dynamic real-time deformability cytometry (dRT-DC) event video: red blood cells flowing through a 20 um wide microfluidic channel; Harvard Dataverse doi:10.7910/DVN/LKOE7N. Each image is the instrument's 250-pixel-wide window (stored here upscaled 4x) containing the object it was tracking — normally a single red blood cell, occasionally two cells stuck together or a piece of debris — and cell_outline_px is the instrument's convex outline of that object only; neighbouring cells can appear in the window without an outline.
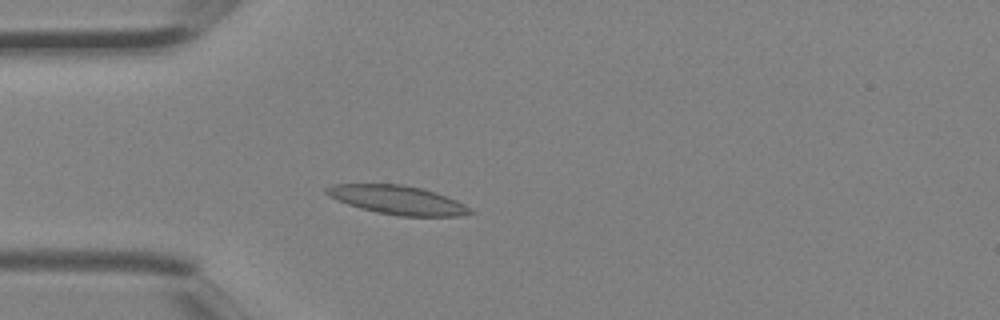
{"species": "Egyptian fruit bat (a non-hibernating species)", "species_latin": "Rousettus aegyptiacus", "temperature_condition": "room temperature", "stored_images_in_passage": 3, "camera_frame_rate_fps": 3000, "um_per_image_px": 0.085, "animal": {"sex": "female"}, "frame": {"image": 1, "passage_image": 3, "time_ms": 0.667, "image_size_px": [1000, 320], "cell_outline_px": [[476, 212], [460, 216], [400, 216], [376, 212], [360, 208], [348, 204], [328, 196], [324, 192], [324, 188], [332, 184], [404, 184], [424, 188], [436, 192], [456, 200], [464, 204]], "centroid_in_image_um": [33.8, 16.99], "position_along_channel_um": 51.2, "area_um2": 24.28}}